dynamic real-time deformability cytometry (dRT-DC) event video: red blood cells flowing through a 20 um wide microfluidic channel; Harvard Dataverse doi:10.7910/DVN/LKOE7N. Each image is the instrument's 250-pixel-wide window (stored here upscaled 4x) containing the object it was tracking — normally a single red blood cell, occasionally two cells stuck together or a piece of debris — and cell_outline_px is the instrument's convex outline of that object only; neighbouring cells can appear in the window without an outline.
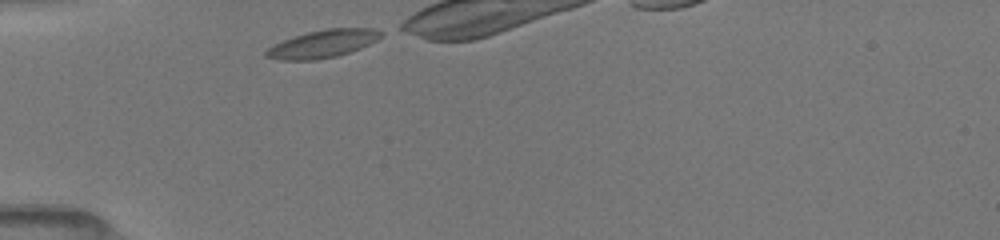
{"species": "common noctule bat (a hibernating species)", "species_latin": "Nyctalus noctula", "temperature_condition": "room temperature", "stored_images_in_passage": 9, "camera_frame_rate_fps": 3000, "um_per_image_px": 0.085, "animal": {"sex": "female", "body_mass_g": 19.5, "forearm_length_mm": 54.1}, "frame": {"image": 1, "passage_image": 1, "time_ms": 0.0, "image_size_px": [1000, 240], "cell_outline_px": [[384, 32], [376, 40], [360, 48], [336, 56], [312, 60], [280, 60], [264, 56], [264, 52], [272, 44], [292, 36], [308, 32], [328, 28], [376, 28]], "centroid_in_image_um": [27.39, 3.71], "position_along_channel_um": 57.6, "area_um2": 18.55}}